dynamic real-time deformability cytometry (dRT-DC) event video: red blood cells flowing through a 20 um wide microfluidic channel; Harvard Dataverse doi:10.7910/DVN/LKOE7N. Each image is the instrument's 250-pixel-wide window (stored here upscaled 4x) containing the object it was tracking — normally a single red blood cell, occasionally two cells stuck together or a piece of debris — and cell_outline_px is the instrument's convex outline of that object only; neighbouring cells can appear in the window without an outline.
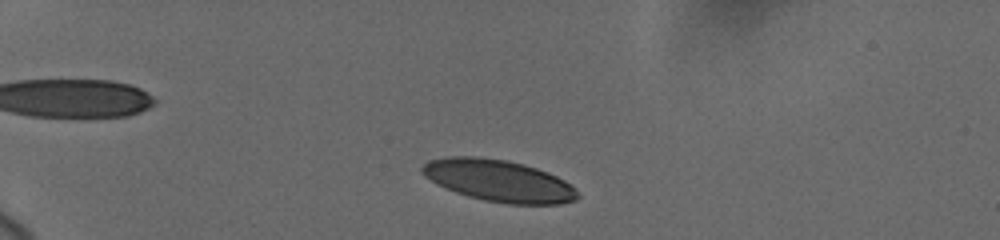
{"species": "human", "species_latin": "Homo sapiens", "temperature_condition": "cold", "stored_images_in_passage": 73, "camera_frame_rate_fps": 3000, "um_per_image_px": 0.085, "donor": {"sex": "female"}, "frame": {"image": 1, "passage_image": 4, "time_ms": 1.0, "image_size_px": [1000, 240], "cell_outline_px": [[580, 196], [576, 200], [560, 204], [508, 204], [484, 200], [468, 196], [456, 192], [436, 184], [424, 176], [420, 172], [420, 168], [428, 160], [448, 156], [476, 156], [504, 160], [524, 164], [548, 172], [564, 180]], "centroid_in_image_um": [42.34, 15.35], "position_along_channel_um": 42.7, "area_um2": 37.8}}
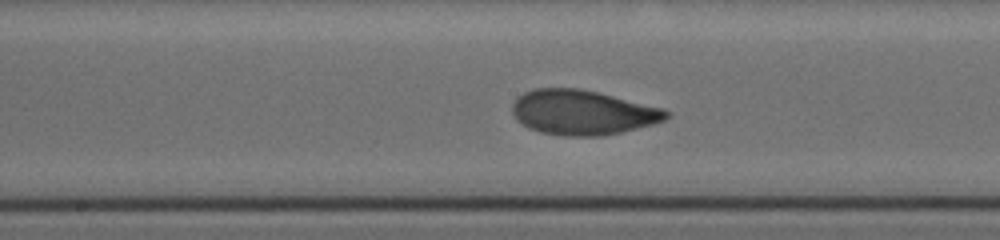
{"frame": {"image": 2, "passage_image": 21, "time_ms": 7.0, "image_size_px": [1000, 240], "cell_outline_px": [[668, 116], [664, 120], [652, 124], [620, 132], [600, 136], [564, 136], [540, 132], [528, 128], [516, 120], [512, 112], [512, 104], [524, 92], [536, 88], [576, 88], [596, 92], [664, 108], [668, 112]], "centroid_in_image_um": [49.48, 9.56], "position_along_channel_um": 198.7, "area_um2": 39.88}}
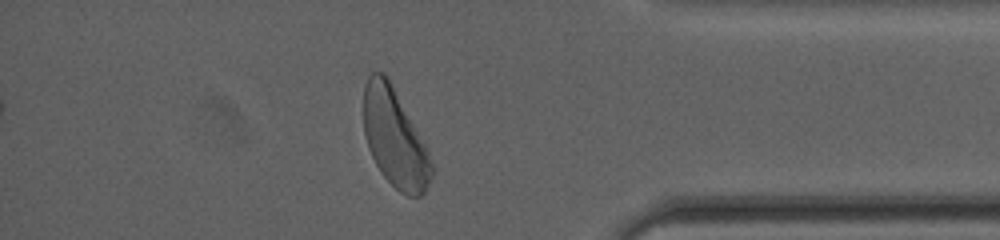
{"frame": {"image": 3, "passage_image": 59, "time_ms": 13.0, "image_size_px": [1000, 240], "cell_outline_px": [[436, 168], [424, 192], [420, 196], [408, 196], [400, 192], [380, 172], [368, 148], [364, 132], [364, 84], [368, 76], [372, 72], [384, 72], [388, 76], [424, 144]], "centroid_in_image_um": [33.55, 11.73], "position_along_channel_um": 401.6, "area_um2": 38.67}, "authors_computed_cell_mechanics": {"area_um2": 39.015, "velocity_mm_per_s": 3.6581, "shape_relaxation_time_tau1_ms": 2.8788, "shape_relaxation_time_tau2_ms": 1.1184, "deformation_change_tau1": 0.1598, "deformation_change_tau2": 0.0639}}